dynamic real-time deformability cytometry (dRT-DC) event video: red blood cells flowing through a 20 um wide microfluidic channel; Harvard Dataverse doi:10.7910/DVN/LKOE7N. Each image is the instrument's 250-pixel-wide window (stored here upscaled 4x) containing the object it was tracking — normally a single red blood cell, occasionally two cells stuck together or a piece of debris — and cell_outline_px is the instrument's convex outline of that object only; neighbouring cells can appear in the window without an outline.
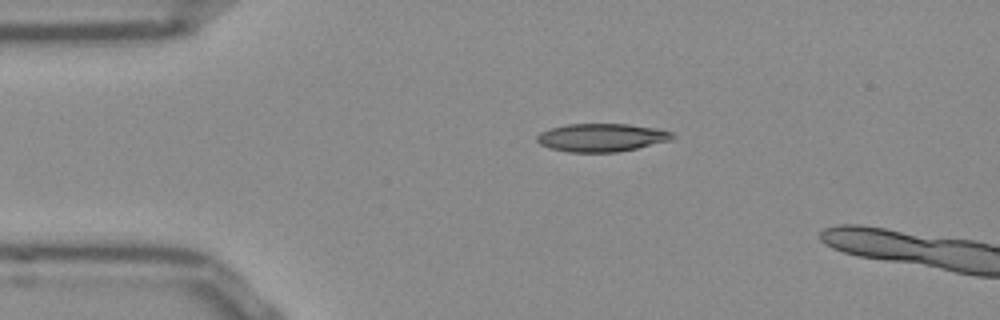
{"species": "Egyptian fruit bat (a non-hibernating species)", "species_latin": "Rousettus aegyptiacus", "temperature_condition": "room temperature", "stored_images_in_passage": 4, "camera_frame_rate_fps": 3000, "um_per_image_px": 0.085, "frame": {"image": 1, "passage_image": 1, "time_ms": 0.0, "image_size_px": [1000, 320], "cell_outline_px": [[676, 136], [672, 140], [636, 148], [616, 152], [568, 152], [548, 148], [540, 144], [536, 140], [536, 136], [540, 132], [552, 128], [568, 124], [628, 124], [656, 128], [672, 132]], "centroid_in_image_um": [51.13, 11.69], "position_along_channel_um": 33.9, "area_um2": 22.2}}